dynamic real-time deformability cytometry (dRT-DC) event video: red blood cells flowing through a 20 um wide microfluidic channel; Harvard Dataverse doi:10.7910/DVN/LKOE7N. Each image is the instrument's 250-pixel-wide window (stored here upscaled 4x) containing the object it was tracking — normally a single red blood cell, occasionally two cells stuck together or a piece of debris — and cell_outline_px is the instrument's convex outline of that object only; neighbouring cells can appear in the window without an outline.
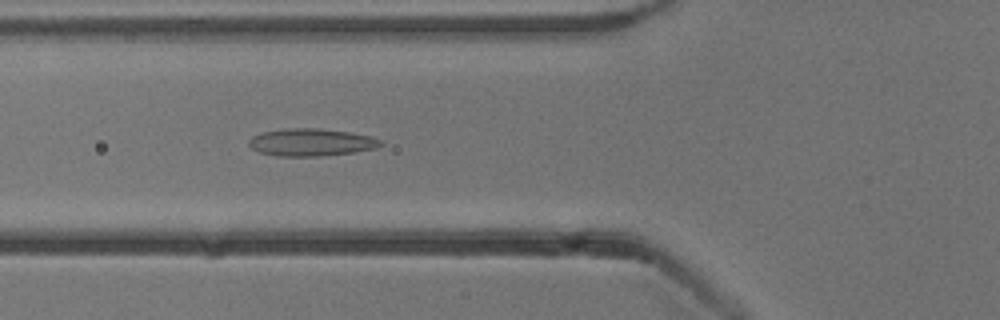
{"species": "common noctule bat (a hibernating species)", "species_latin": "Nyctalus noctula", "temperature_condition": "cold", "stored_images_in_passage": 19, "camera_frame_rate_fps": 3000, "um_per_image_px": 0.085, "animal": {"sex": "male", "body_mass_g": 13.3}, "frame": {"image": 1, "passage_image": 10, "time_ms": 3.0, "image_size_px": [1000, 320], "cell_outline_px": [[384, 144], [376, 148], [352, 152], [320, 156], [276, 156], [260, 152], [252, 148], [248, 144], [248, 140], [252, 136], [264, 132], [288, 128], [316, 128], [348, 132], [372, 136], [384, 140]], "centroid_in_image_um": [26.48, 12.09], "position_along_channel_um": 99.3, "area_um2": 21.04}}
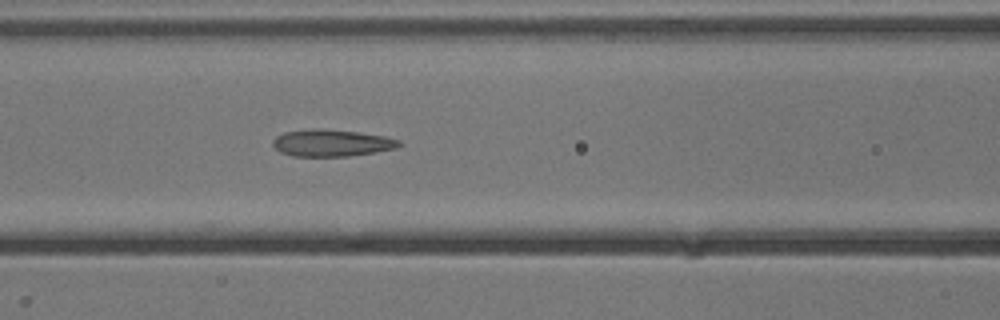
{"frame": {"image": 2, "passage_image": 13, "time_ms": 4.0, "image_size_px": [1000, 320], "cell_outline_px": [[400, 144], [396, 148], [376, 152], [348, 156], [292, 156], [280, 152], [272, 144], [272, 140], [276, 136], [284, 132], [316, 128], [324, 128], [360, 132], [384, 136], [400, 140]], "centroid_in_image_um": [28.17, 12.14], "position_along_channel_um": 138.4, "area_um2": 19.88}}
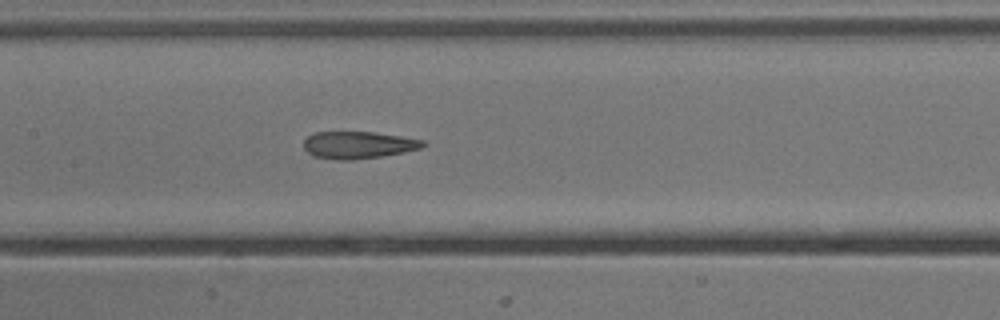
{"frame": {"image": 3, "passage_image": 16, "time_ms": 5.0, "image_size_px": [1000, 320], "cell_outline_px": [[428, 144], [420, 148], [404, 152], [356, 160], [336, 160], [312, 156], [304, 148], [304, 140], [308, 136], [316, 132], [372, 132], [400, 136], [424, 140]], "centroid_in_image_um": [30.44, 12.33], "position_along_channel_um": 177.0, "area_um2": 18.9}}